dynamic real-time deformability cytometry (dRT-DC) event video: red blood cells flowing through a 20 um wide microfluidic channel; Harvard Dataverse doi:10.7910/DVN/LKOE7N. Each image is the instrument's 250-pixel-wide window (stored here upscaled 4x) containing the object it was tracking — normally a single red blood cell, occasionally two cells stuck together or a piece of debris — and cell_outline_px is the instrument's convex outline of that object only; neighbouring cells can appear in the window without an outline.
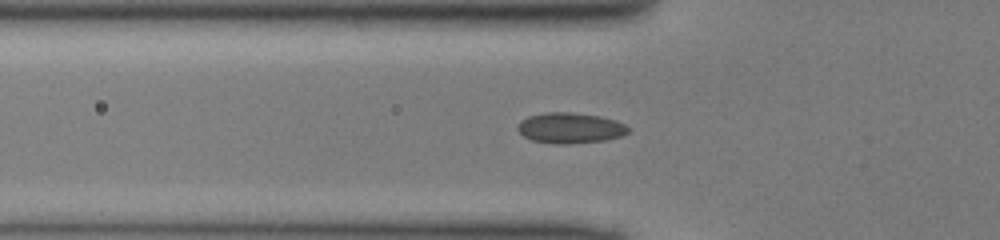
{"species": "common noctule bat (a hibernating species)", "species_latin": "Nyctalus noctula", "temperature_condition": "cold", "stored_images_in_passage": 51, "camera_frame_rate_fps": 3000, "um_per_image_px": 0.085, "animal": {"sex": "male", "body_mass_g": 13.0, "forearm_length_mm": 53.1}, "frame": {"image": 1, "passage_image": 17, "time_ms": 5.333, "image_size_px": [1000, 240], "cell_outline_px": [[628, 132], [624, 136], [604, 140], [568, 144], [552, 144], [532, 140], [524, 136], [516, 128], [520, 120], [528, 116], [544, 112], [568, 112], [600, 116], [616, 120], [624, 124], [628, 128]], "centroid_in_image_um": [48.44, 10.88], "position_along_channel_um": 77.4, "area_um2": 19.83}}
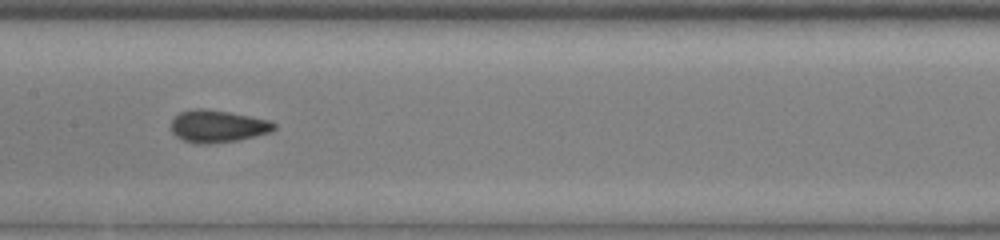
{"frame": {"image": 2, "passage_image": 25, "time_ms": 8.0, "image_size_px": [1000, 240], "cell_outline_px": [[276, 128], [272, 132], [256, 136], [236, 140], [212, 144], [196, 144], [184, 140], [176, 136], [172, 132], [172, 120], [180, 112], [196, 108], [200, 108], [228, 112], [268, 120], [276, 124]], "centroid_in_image_um": [18.51, 10.74], "position_along_channel_um": 188.9, "area_um2": 19.25}}
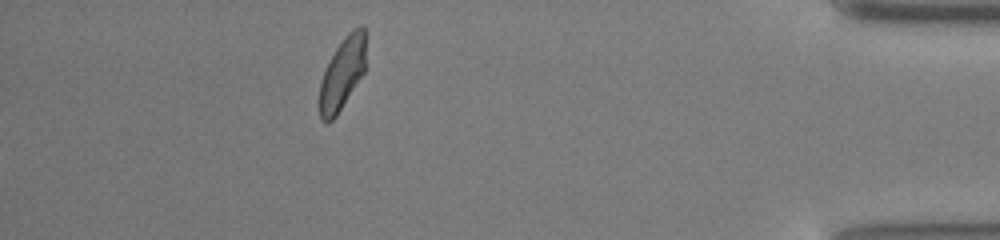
{"frame": {"image": 3, "passage_image": 51, "time_ms": 16.667, "image_size_px": [1000, 240], "cell_outline_px": [[364, 72], [336, 116], [328, 124], [324, 124], [320, 120], [320, 80], [336, 48], [344, 36], [352, 28], [360, 24], [364, 24]], "centroid_in_image_um": [29.08, 6.26], "position_along_channel_um": 406.1, "area_um2": 19.19}}